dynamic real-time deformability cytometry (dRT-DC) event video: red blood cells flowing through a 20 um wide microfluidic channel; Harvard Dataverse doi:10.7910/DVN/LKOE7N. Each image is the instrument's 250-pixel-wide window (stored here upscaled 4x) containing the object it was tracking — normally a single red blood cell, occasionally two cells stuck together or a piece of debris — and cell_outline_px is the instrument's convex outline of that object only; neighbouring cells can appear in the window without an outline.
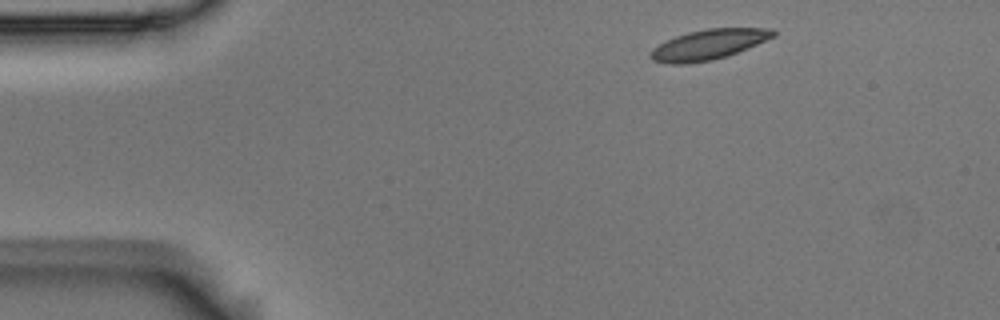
{"species": "Egyptian fruit bat (a non-hibernating species)", "species_latin": "Rousettus aegyptiacus", "temperature_condition": "room temperature", "stored_images_in_passage": 4, "camera_frame_rate_fps": 3000, "um_per_image_px": 0.085, "animal": {"sex": "male"}, "frame": {"image": 1, "passage_image": 1, "time_ms": 0.0, "image_size_px": [1000, 320], "cell_outline_px": [[776, 36], [748, 48], [712, 60], [684, 64], [672, 64], [652, 60], [648, 56], [648, 52], [652, 48], [676, 36], [688, 32], [708, 28], [772, 28], [776, 32]], "centroid_in_image_um": [60.22, 3.78], "position_along_channel_um": 24.8, "area_um2": 21.44}}
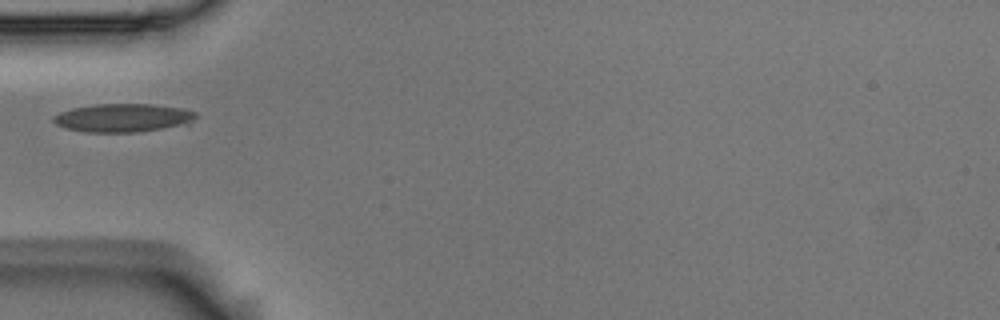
{"frame": {"image": 2, "passage_image": 4, "time_ms": 1.0, "image_size_px": [1000, 320], "cell_outline_px": [[196, 116], [188, 124], [140, 132], [84, 132], [64, 128], [56, 124], [52, 120], [52, 116], [60, 112], [72, 108], [92, 104], [152, 104], [184, 108], [196, 112]], "centroid_in_image_um": [10.43, 10.01], "position_along_channel_um": 74.6, "area_um2": 23.76}}